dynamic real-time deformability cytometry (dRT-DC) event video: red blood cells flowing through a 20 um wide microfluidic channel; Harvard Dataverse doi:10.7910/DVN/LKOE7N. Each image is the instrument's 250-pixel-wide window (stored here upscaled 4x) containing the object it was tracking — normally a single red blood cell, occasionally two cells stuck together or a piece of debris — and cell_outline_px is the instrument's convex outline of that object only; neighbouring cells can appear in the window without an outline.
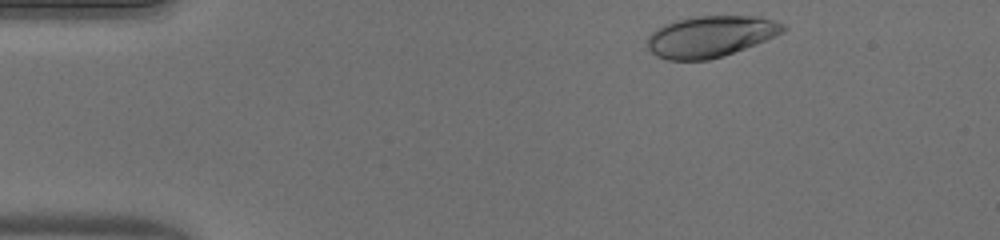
{"species": "human", "species_latin": "Homo sapiens", "temperature_condition": "warm", "stored_images_in_passage": 37, "camera_frame_rate_fps": 3000, "um_per_image_px": 0.085, "donor": {"sex": "male"}, "frame": {"image": 1, "passage_image": 2, "time_ms": 0.333, "image_size_px": [1000, 240], "cell_outline_px": [[788, 28], [784, 32], [756, 44], [724, 56], [708, 60], [668, 60], [656, 56], [648, 48], [648, 36], [656, 28], [664, 24], [676, 20], [696, 16], [760, 16], [776, 20], [784, 24]], "centroid_in_image_um": [60.42, 3.09], "position_along_channel_um": 24.6, "area_um2": 32.83}}
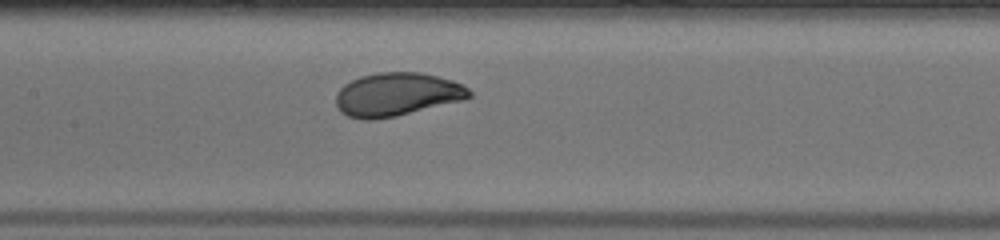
{"frame": {"image": 2, "passage_image": 19, "time_ms": 6.0, "image_size_px": [1000, 240], "cell_outline_px": [[472, 96], [460, 100], [396, 116], [372, 120], [364, 120], [348, 116], [340, 112], [336, 104], [336, 92], [344, 84], [360, 76], [380, 72], [420, 72], [452, 80], [464, 84], [472, 92]], "centroid_in_image_um": [33.7, 8.02], "position_along_channel_um": 173.7, "area_um2": 33.58}}
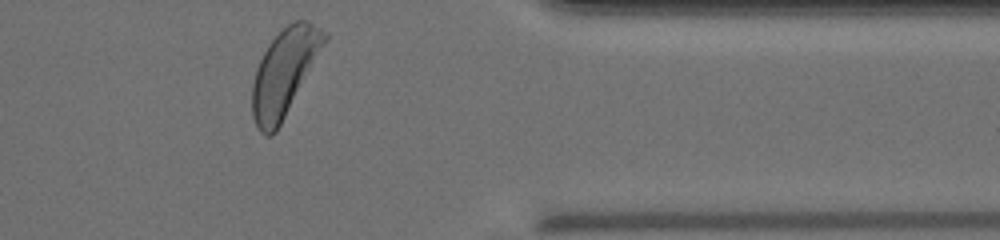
{"frame": {"image": 3, "passage_image": 36, "time_ms": 11.667, "image_size_px": [1000, 240], "cell_outline_px": [[328, 40], [276, 132], [272, 136], [264, 136], [256, 128], [252, 116], [252, 84], [256, 68], [268, 44], [288, 24], [296, 20], [308, 20], [328, 32]], "centroid_in_image_um": [24.18, 6.17], "position_along_channel_um": 387.2, "area_um2": 36.47}, "authors_computed_cell_mechanics": {"area_um2": 33.0038, "velocity_mm_per_s": 4.0497, "shape_relaxation_time_tau1_ms": 2.4403, "shape_relaxation_time_tau2_ms": null, "deformation_change_tau1": 0.1452, "deformation_change_tau2": null}}